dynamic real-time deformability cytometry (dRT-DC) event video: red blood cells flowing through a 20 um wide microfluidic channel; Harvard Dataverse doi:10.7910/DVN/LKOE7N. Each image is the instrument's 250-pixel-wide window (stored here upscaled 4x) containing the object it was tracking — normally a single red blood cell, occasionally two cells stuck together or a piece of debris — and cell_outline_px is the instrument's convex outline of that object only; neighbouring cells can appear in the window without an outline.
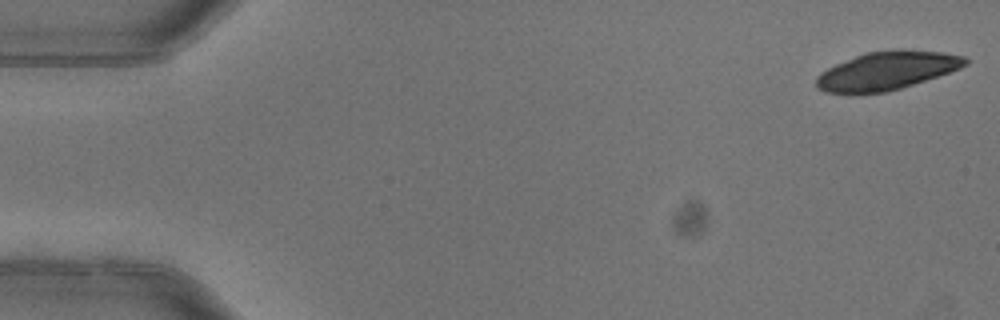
{"species": "common noctule bat (a hibernating species)", "species_latin": "Nyctalus noctula", "temperature_condition": "warm", "stored_images_in_passage": 4, "camera_frame_rate_fps": 3000, "um_per_image_px": 0.085, "animal": {"sex": "female"}, "frame": {"image": 1, "passage_image": 1, "time_ms": 0.0, "image_size_px": [1000, 320], "cell_outline_px": [[968, 64], [960, 68], [888, 92], [824, 92], [816, 88], [816, 76], [820, 72], [836, 64], [864, 52], [896, 48], [944, 52], [964, 56], [968, 60]], "centroid_in_image_um": [75.38, 5.97], "position_along_channel_um": 9.6, "area_um2": 33.06}}